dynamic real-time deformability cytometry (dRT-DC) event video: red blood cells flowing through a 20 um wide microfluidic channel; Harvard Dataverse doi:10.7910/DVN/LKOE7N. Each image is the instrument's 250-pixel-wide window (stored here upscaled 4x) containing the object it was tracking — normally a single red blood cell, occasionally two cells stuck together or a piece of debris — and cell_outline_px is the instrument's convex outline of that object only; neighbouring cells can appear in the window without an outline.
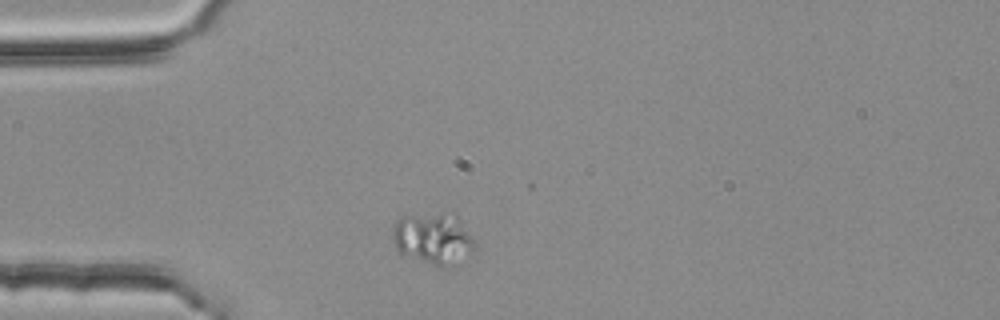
{"species": "common noctule bat (a hibernating species)", "species_latin": "Nyctalus noctula", "temperature_condition": "room temperature", "stored_images_in_passage": 1, "camera_frame_rate_fps": 3000, "um_per_image_px": 0.085, "animal": {"sex": "female", "body_mass_g": 25.1}, "frame": {"image": 1, "passage_image": 1, "time_ms": 0.0, "image_size_px": [1000, 320], "cell_outline_px": [[476, 244], [472, 248], [440, 268], [400, 256], [396, 252], [392, 236], [396, 220], [400, 216], [456, 212], [476, 240]], "centroid_in_image_um": [36.74, 20.23], "position_along_channel_um": 48.3, "area_um2": 24.74}}